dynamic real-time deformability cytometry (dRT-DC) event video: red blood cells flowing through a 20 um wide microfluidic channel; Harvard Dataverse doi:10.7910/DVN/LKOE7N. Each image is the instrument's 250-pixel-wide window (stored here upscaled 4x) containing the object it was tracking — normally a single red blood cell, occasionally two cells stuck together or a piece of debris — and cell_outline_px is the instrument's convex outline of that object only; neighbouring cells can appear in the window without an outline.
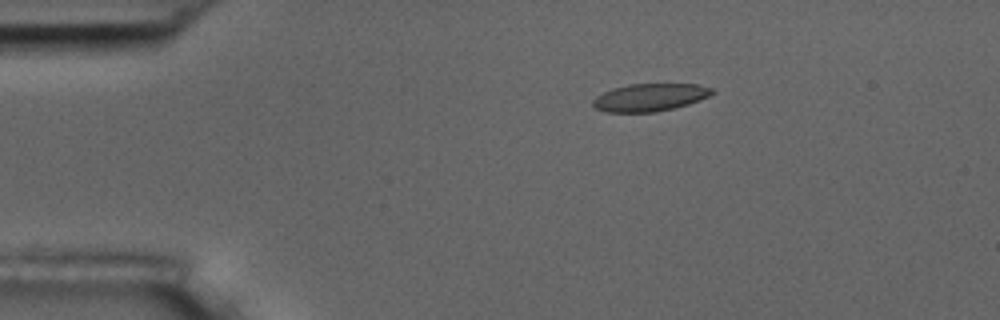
{"species": "common noctule bat (a hibernating species)", "species_latin": "Nyctalus noctula", "temperature_condition": "room temperature", "stored_images_in_passage": 10, "camera_frame_rate_fps": 3000, "um_per_image_px": 0.085, "animal": {"sex": "male", "body_mass_g": 17.5, "forearm_length_mm": 52.3}, "frame": {"image": 1, "passage_image": 2, "time_ms": 1.0, "image_size_px": [1000, 320], "cell_outline_px": [[716, 92], [708, 96], [688, 104], [656, 112], [604, 112], [596, 108], [592, 104], [592, 100], [596, 96], [612, 88], [628, 84], [696, 84], [712, 88]], "centroid_in_image_um": [55.21, 8.27], "position_along_channel_um": 29.8, "area_um2": 19.13}}
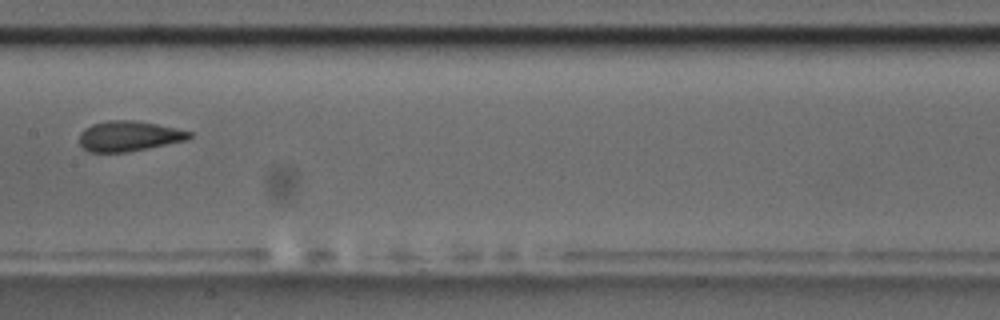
{"frame": {"image": 2, "passage_image": 7, "time_ms": 7.0, "image_size_px": [1000, 320], "cell_outline_px": [[192, 136], [188, 140], [128, 152], [88, 152], [80, 144], [80, 132], [84, 128], [92, 124], [108, 120], [132, 120], [156, 124], [176, 128], [192, 132]], "centroid_in_image_um": [10.95, 11.57], "position_along_channel_um": 196.4, "area_um2": 19.42}}
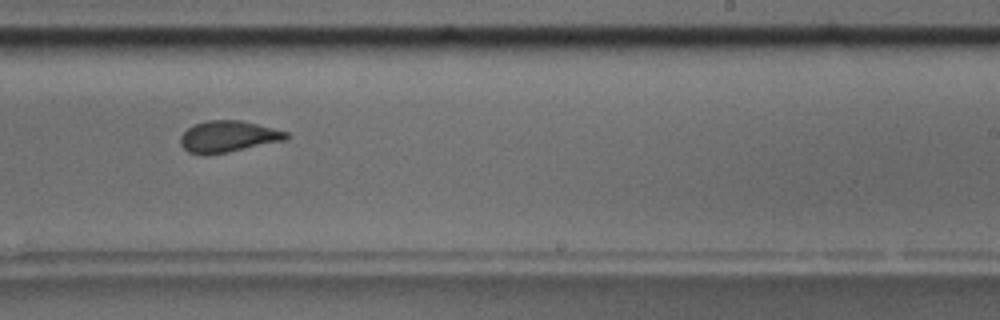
{"frame": {"image": 3, "passage_image": 9, "time_ms": 9.0, "image_size_px": [1000, 320], "cell_outline_px": [[288, 136], [284, 140], [228, 152], [204, 156], [188, 152], [180, 144], [180, 136], [192, 124], [204, 120], [240, 120], [288, 132]], "centroid_in_image_um": [19.32, 11.61], "position_along_channel_um": 269.7, "area_um2": 19.36}}